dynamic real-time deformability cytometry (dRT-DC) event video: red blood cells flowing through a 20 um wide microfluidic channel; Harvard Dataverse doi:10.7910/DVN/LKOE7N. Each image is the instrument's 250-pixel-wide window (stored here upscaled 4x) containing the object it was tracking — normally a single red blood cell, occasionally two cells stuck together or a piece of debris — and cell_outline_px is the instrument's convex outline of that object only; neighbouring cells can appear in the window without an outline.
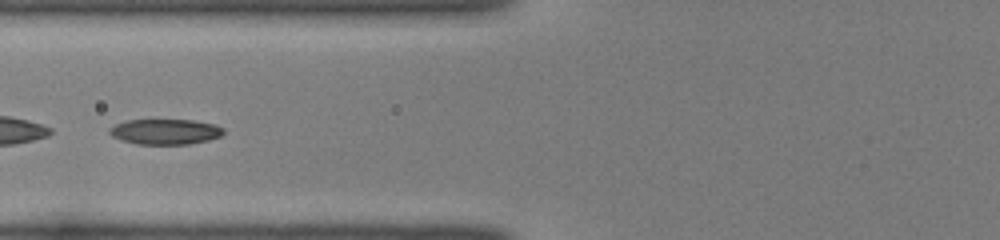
{"species": "common noctule bat (a hibernating species)", "species_latin": "Nyctalus noctula", "temperature_condition": "room temperature", "stored_images_in_passage": 51, "segment_of_instrument_passage": [2, 2], "camera_frame_rate_fps": 3000, "um_per_image_px": 0.085, "animal": {"sex": "female", "body_mass_g": 22.0, "forearm_length_mm": 56.7}, "frame": {"image": 1, "passage_image": 23, "time_ms": 7.333, "image_size_px": [1000, 240], "cell_outline_px": [[224, 132], [220, 136], [208, 140], [188, 144], [136, 144], [120, 140], [112, 136], [108, 132], [108, 128], [116, 124], [128, 120], [192, 120], [216, 124], [224, 128]], "centroid_in_image_um": [14.03, 11.19], "position_along_channel_um": 111.8, "area_um2": 16.94}}
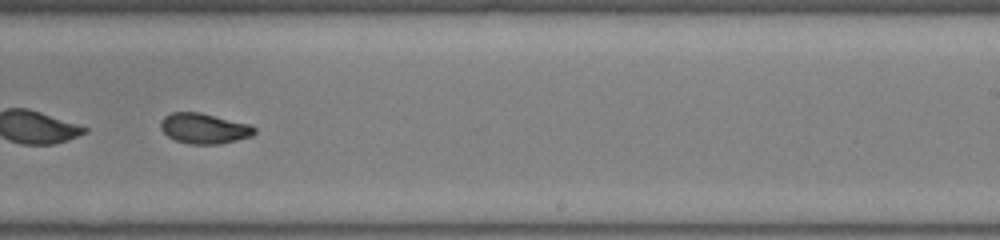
{"frame": {"image": 2, "passage_image": 35, "time_ms": 11.333, "image_size_px": [1000, 240], "cell_outline_px": [[256, 132], [252, 136], [220, 144], [188, 144], [176, 140], [168, 136], [160, 128], [160, 120], [164, 116], [172, 112], [200, 112], [248, 124], [256, 128]], "centroid_in_image_um": [17.33, 10.92], "position_along_channel_um": 271.7, "area_um2": 16.59}}
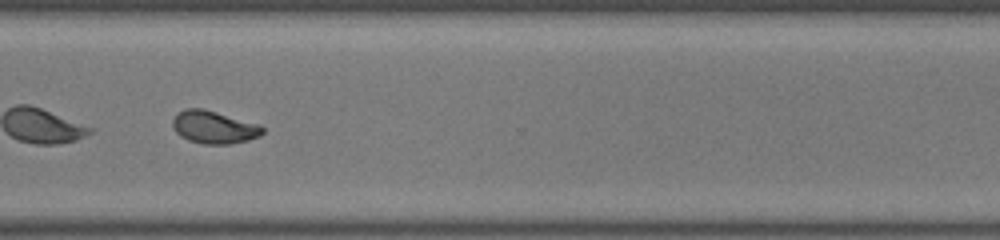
{"frame": {"image": 3, "passage_image": 41, "time_ms": 13.333, "image_size_px": [1000, 240], "cell_outline_px": [[264, 132], [260, 136], [248, 140], [228, 144], [204, 144], [188, 140], [180, 136], [172, 128], [172, 120], [184, 108], [204, 108], [260, 124], [264, 128]], "centroid_in_image_um": [18.2, 10.81], "position_along_channel_um": 352.4, "area_um2": 17.28}}